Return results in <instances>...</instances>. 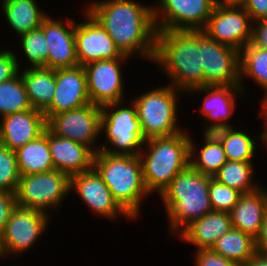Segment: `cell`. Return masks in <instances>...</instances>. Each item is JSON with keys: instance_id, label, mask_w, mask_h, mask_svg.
I'll use <instances>...</instances> for the list:
<instances>
[{"instance_id": "cell-19", "label": "cell", "mask_w": 267, "mask_h": 266, "mask_svg": "<svg viewBox=\"0 0 267 266\" xmlns=\"http://www.w3.org/2000/svg\"><path fill=\"white\" fill-rule=\"evenodd\" d=\"M46 127L44 113L34 108L0 117V143L16 151L37 139Z\"/></svg>"}, {"instance_id": "cell-6", "label": "cell", "mask_w": 267, "mask_h": 266, "mask_svg": "<svg viewBox=\"0 0 267 266\" xmlns=\"http://www.w3.org/2000/svg\"><path fill=\"white\" fill-rule=\"evenodd\" d=\"M181 93L183 91L168 84L130 99L136 105L144 140L170 137L185 130L179 126L177 117Z\"/></svg>"}, {"instance_id": "cell-2", "label": "cell", "mask_w": 267, "mask_h": 266, "mask_svg": "<svg viewBox=\"0 0 267 266\" xmlns=\"http://www.w3.org/2000/svg\"><path fill=\"white\" fill-rule=\"evenodd\" d=\"M155 65L185 94L204 86L199 31L157 30Z\"/></svg>"}, {"instance_id": "cell-29", "label": "cell", "mask_w": 267, "mask_h": 266, "mask_svg": "<svg viewBox=\"0 0 267 266\" xmlns=\"http://www.w3.org/2000/svg\"><path fill=\"white\" fill-rule=\"evenodd\" d=\"M251 78L267 91V50L249 43L240 51V87L245 93L244 79Z\"/></svg>"}, {"instance_id": "cell-39", "label": "cell", "mask_w": 267, "mask_h": 266, "mask_svg": "<svg viewBox=\"0 0 267 266\" xmlns=\"http://www.w3.org/2000/svg\"><path fill=\"white\" fill-rule=\"evenodd\" d=\"M16 206V193L0 190V236L3 234L6 223Z\"/></svg>"}, {"instance_id": "cell-43", "label": "cell", "mask_w": 267, "mask_h": 266, "mask_svg": "<svg viewBox=\"0 0 267 266\" xmlns=\"http://www.w3.org/2000/svg\"><path fill=\"white\" fill-rule=\"evenodd\" d=\"M263 99L260 100V104H261V111H259V116L263 117L264 120V130L260 133V135H258V138L260 140V142H265L264 144L267 146V91L264 93V97H262Z\"/></svg>"}, {"instance_id": "cell-11", "label": "cell", "mask_w": 267, "mask_h": 266, "mask_svg": "<svg viewBox=\"0 0 267 266\" xmlns=\"http://www.w3.org/2000/svg\"><path fill=\"white\" fill-rule=\"evenodd\" d=\"M204 86H240V51L199 31Z\"/></svg>"}, {"instance_id": "cell-41", "label": "cell", "mask_w": 267, "mask_h": 266, "mask_svg": "<svg viewBox=\"0 0 267 266\" xmlns=\"http://www.w3.org/2000/svg\"><path fill=\"white\" fill-rule=\"evenodd\" d=\"M250 43L255 47L267 50V19L258 20L253 23Z\"/></svg>"}, {"instance_id": "cell-14", "label": "cell", "mask_w": 267, "mask_h": 266, "mask_svg": "<svg viewBox=\"0 0 267 266\" xmlns=\"http://www.w3.org/2000/svg\"><path fill=\"white\" fill-rule=\"evenodd\" d=\"M129 59H104L83 66L89 100L92 104L103 106L125 100L124 72L121 65Z\"/></svg>"}, {"instance_id": "cell-46", "label": "cell", "mask_w": 267, "mask_h": 266, "mask_svg": "<svg viewBox=\"0 0 267 266\" xmlns=\"http://www.w3.org/2000/svg\"><path fill=\"white\" fill-rule=\"evenodd\" d=\"M6 50H7V49H4V50H3V48H2V49L0 48V56H1Z\"/></svg>"}, {"instance_id": "cell-9", "label": "cell", "mask_w": 267, "mask_h": 266, "mask_svg": "<svg viewBox=\"0 0 267 266\" xmlns=\"http://www.w3.org/2000/svg\"><path fill=\"white\" fill-rule=\"evenodd\" d=\"M50 217L38 209L16 206L0 236L1 258L29 251L48 229Z\"/></svg>"}, {"instance_id": "cell-44", "label": "cell", "mask_w": 267, "mask_h": 266, "mask_svg": "<svg viewBox=\"0 0 267 266\" xmlns=\"http://www.w3.org/2000/svg\"><path fill=\"white\" fill-rule=\"evenodd\" d=\"M242 266H267V257L256 253L249 261Z\"/></svg>"}, {"instance_id": "cell-5", "label": "cell", "mask_w": 267, "mask_h": 266, "mask_svg": "<svg viewBox=\"0 0 267 266\" xmlns=\"http://www.w3.org/2000/svg\"><path fill=\"white\" fill-rule=\"evenodd\" d=\"M186 130L170 137L145 140L140 151L143 177L148 192L158 196L172 179L189 165V140Z\"/></svg>"}, {"instance_id": "cell-4", "label": "cell", "mask_w": 267, "mask_h": 266, "mask_svg": "<svg viewBox=\"0 0 267 266\" xmlns=\"http://www.w3.org/2000/svg\"><path fill=\"white\" fill-rule=\"evenodd\" d=\"M93 168L108 186L113 198L134 219L140 215L141 203L148 192L140 156L109 154L99 150L94 154Z\"/></svg>"}, {"instance_id": "cell-3", "label": "cell", "mask_w": 267, "mask_h": 266, "mask_svg": "<svg viewBox=\"0 0 267 266\" xmlns=\"http://www.w3.org/2000/svg\"><path fill=\"white\" fill-rule=\"evenodd\" d=\"M210 179L211 176L189 165L159 195L167 214L170 235L179 236L194 221L213 211L209 198Z\"/></svg>"}, {"instance_id": "cell-7", "label": "cell", "mask_w": 267, "mask_h": 266, "mask_svg": "<svg viewBox=\"0 0 267 266\" xmlns=\"http://www.w3.org/2000/svg\"><path fill=\"white\" fill-rule=\"evenodd\" d=\"M123 102L101 106L100 134L105 135V140L100 149L109 154L138 156L145 140L137 108L132 100L126 106Z\"/></svg>"}, {"instance_id": "cell-12", "label": "cell", "mask_w": 267, "mask_h": 266, "mask_svg": "<svg viewBox=\"0 0 267 266\" xmlns=\"http://www.w3.org/2000/svg\"><path fill=\"white\" fill-rule=\"evenodd\" d=\"M47 127L56 135L69 138L89 147L94 153L100 149L101 106L88 103L80 108L53 115Z\"/></svg>"}, {"instance_id": "cell-25", "label": "cell", "mask_w": 267, "mask_h": 266, "mask_svg": "<svg viewBox=\"0 0 267 266\" xmlns=\"http://www.w3.org/2000/svg\"><path fill=\"white\" fill-rule=\"evenodd\" d=\"M1 10L10 29L20 36L41 27L48 16L36 0H2Z\"/></svg>"}, {"instance_id": "cell-33", "label": "cell", "mask_w": 267, "mask_h": 266, "mask_svg": "<svg viewBox=\"0 0 267 266\" xmlns=\"http://www.w3.org/2000/svg\"><path fill=\"white\" fill-rule=\"evenodd\" d=\"M21 41L20 46L28 60L29 65L26 68H48V46L44 37V32L41 28L31 30L19 36Z\"/></svg>"}, {"instance_id": "cell-22", "label": "cell", "mask_w": 267, "mask_h": 266, "mask_svg": "<svg viewBox=\"0 0 267 266\" xmlns=\"http://www.w3.org/2000/svg\"><path fill=\"white\" fill-rule=\"evenodd\" d=\"M267 188L262 185L255 191L241 194L238 203L229 212L231 225L256 239L267 211Z\"/></svg>"}, {"instance_id": "cell-30", "label": "cell", "mask_w": 267, "mask_h": 266, "mask_svg": "<svg viewBox=\"0 0 267 266\" xmlns=\"http://www.w3.org/2000/svg\"><path fill=\"white\" fill-rule=\"evenodd\" d=\"M193 140L190 137V166L200 173L213 177L228 161L223 145L203 142V146L198 148Z\"/></svg>"}, {"instance_id": "cell-18", "label": "cell", "mask_w": 267, "mask_h": 266, "mask_svg": "<svg viewBox=\"0 0 267 266\" xmlns=\"http://www.w3.org/2000/svg\"><path fill=\"white\" fill-rule=\"evenodd\" d=\"M88 103L86 72L83 66L56 69L54 98L43 112L46 121L53 115L80 108Z\"/></svg>"}, {"instance_id": "cell-1", "label": "cell", "mask_w": 267, "mask_h": 266, "mask_svg": "<svg viewBox=\"0 0 267 266\" xmlns=\"http://www.w3.org/2000/svg\"><path fill=\"white\" fill-rule=\"evenodd\" d=\"M90 1L86 10L101 24L123 55L154 62L157 29L153 6L134 0Z\"/></svg>"}, {"instance_id": "cell-38", "label": "cell", "mask_w": 267, "mask_h": 266, "mask_svg": "<svg viewBox=\"0 0 267 266\" xmlns=\"http://www.w3.org/2000/svg\"><path fill=\"white\" fill-rule=\"evenodd\" d=\"M195 266H238L212 249H200L195 253Z\"/></svg>"}, {"instance_id": "cell-27", "label": "cell", "mask_w": 267, "mask_h": 266, "mask_svg": "<svg viewBox=\"0 0 267 266\" xmlns=\"http://www.w3.org/2000/svg\"><path fill=\"white\" fill-rule=\"evenodd\" d=\"M212 250L242 266L257 253L256 240L249 234L231 227L226 234L219 237Z\"/></svg>"}, {"instance_id": "cell-17", "label": "cell", "mask_w": 267, "mask_h": 266, "mask_svg": "<svg viewBox=\"0 0 267 266\" xmlns=\"http://www.w3.org/2000/svg\"><path fill=\"white\" fill-rule=\"evenodd\" d=\"M66 21L48 15L41 24L48 46V68L60 69L78 66L73 18Z\"/></svg>"}, {"instance_id": "cell-20", "label": "cell", "mask_w": 267, "mask_h": 266, "mask_svg": "<svg viewBox=\"0 0 267 266\" xmlns=\"http://www.w3.org/2000/svg\"><path fill=\"white\" fill-rule=\"evenodd\" d=\"M48 145L54 168L69 177L93 168L95 153L86 145L60 137L49 128Z\"/></svg>"}, {"instance_id": "cell-45", "label": "cell", "mask_w": 267, "mask_h": 266, "mask_svg": "<svg viewBox=\"0 0 267 266\" xmlns=\"http://www.w3.org/2000/svg\"><path fill=\"white\" fill-rule=\"evenodd\" d=\"M217 3L222 5H235V6H242L246 0H216Z\"/></svg>"}, {"instance_id": "cell-28", "label": "cell", "mask_w": 267, "mask_h": 266, "mask_svg": "<svg viewBox=\"0 0 267 266\" xmlns=\"http://www.w3.org/2000/svg\"><path fill=\"white\" fill-rule=\"evenodd\" d=\"M254 167V162L227 161L213 178L242 194L249 193L262 186L254 179Z\"/></svg>"}, {"instance_id": "cell-26", "label": "cell", "mask_w": 267, "mask_h": 266, "mask_svg": "<svg viewBox=\"0 0 267 266\" xmlns=\"http://www.w3.org/2000/svg\"><path fill=\"white\" fill-rule=\"evenodd\" d=\"M21 176L54 170L48 145V127L37 139L26 143L16 151Z\"/></svg>"}, {"instance_id": "cell-24", "label": "cell", "mask_w": 267, "mask_h": 266, "mask_svg": "<svg viewBox=\"0 0 267 266\" xmlns=\"http://www.w3.org/2000/svg\"><path fill=\"white\" fill-rule=\"evenodd\" d=\"M29 101L34 109L44 112L51 104L56 86V69L39 67L20 69Z\"/></svg>"}, {"instance_id": "cell-36", "label": "cell", "mask_w": 267, "mask_h": 266, "mask_svg": "<svg viewBox=\"0 0 267 266\" xmlns=\"http://www.w3.org/2000/svg\"><path fill=\"white\" fill-rule=\"evenodd\" d=\"M12 51L8 49L0 56V83L8 81L20 73L19 57Z\"/></svg>"}, {"instance_id": "cell-37", "label": "cell", "mask_w": 267, "mask_h": 266, "mask_svg": "<svg viewBox=\"0 0 267 266\" xmlns=\"http://www.w3.org/2000/svg\"><path fill=\"white\" fill-rule=\"evenodd\" d=\"M233 124L228 123H207L204 122L203 128V142L223 144L228 134L233 128Z\"/></svg>"}, {"instance_id": "cell-40", "label": "cell", "mask_w": 267, "mask_h": 266, "mask_svg": "<svg viewBox=\"0 0 267 266\" xmlns=\"http://www.w3.org/2000/svg\"><path fill=\"white\" fill-rule=\"evenodd\" d=\"M252 22L267 19V0H246L242 5Z\"/></svg>"}, {"instance_id": "cell-42", "label": "cell", "mask_w": 267, "mask_h": 266, "mask_svg": "<svg viewBox=\"0 0 267 266\" xmlns=\"http://www.w3.org/2000/svg\"><path fill=\"white\" fill-rule=\"evenodd\" d=\"M256 240V252L267 257V211L262 224L261 232Z\"/></svg>"}, {"instance_id": "cell-15", "label": "cell", "mask_w": 267, "mask_h": 266, "mask_svg": "<svg viewBox=\"0 0 267 266\" xmlns=\"http://www.w3.org/2000/svg\"><path fill=\"white\" fill-rule=\"evenodd\" d=\"M83 21L75 24V46L78 64L117 58H130L123 55L101 24L87 11H83Z\"/></svg>"}, {"instance_id": "cell-31", "label": "cell", "mask_w": 267, "mask_h": 266, "mask_svg": "<svg viewBox=\"0 0 267 266\" xmlns=\"http://www.w3.org/2000/svg\"><path fill=\"white\" fill-rule=\"evenodd\" d=\"M32 108L20 73L16 77L0 83L1 117Z\"/></svg>"}, {"instance_id": "cell-21", "label": "cell", "mask_w": 267, "mask_h": 266, "mask_svg": "<svg viewBox=\"0 0 267 266\" xmlns=\"http://www.w3.org/2000/svg\"><path fill=\"white\" fill-rule=\"evenodd\" d=\"M202 93L203 102L200 113L204 122L228 123L236 107V98L244 93L240 86H202L189 90L190 95ZM205 94V95H204Z\"/></svg>"}, {"instance_id": "cell-16", "label": "cell", "mask_w": 267, "mask_h": 266, "mask_svg": "<svg viewBox=\"0 0 267 266\" xmlns=\"http://www.w3.org/2000/svg\"><path fill=\"white\" fill-rule=\"evenodd\" d=\"M73 191L80 196V200L90 211L103 218L111 221L124 216L127 220H134L113 198L108 186L94 168L70 177V192Z\"/></svg>"}, {"instance_id": "cell-32", "label": "cell", "mask_w": 267, "mask_h": 266, "mask_svg": "<svg viewBox=\"0 0 267 266\" xmlns=\"http://www.w3.org/2000/svg\"><path fill=\"white\" fill-rule=\"evenodd\" d=\"M259 141V138H252L247 132L233 127L222 145L228 161L253 162Z\"/></svg>"}, {"instance_id": "cell-8", "label": "cell", "mask_w": 267, "mask_h": 266, "mask_svg": "<svg viewBox=\"0 0 267 266\" xmlns=\"http://www.w3.org/2000/svg\"><path fill=\"white\" fill-rule=\"evenodd\" d=\"M70 193V177L54 169L20 176L16 201L18 206L51 215V211L59 209Z\"/></svg>"}, {"instance_id": "cell-35", "label": "cell", "mask_w": 267, "mask_h": 266, "mask_svg": "<svg viewBox=\"0 0 267 266\" xmlns=\"http://www.w3.org/2000/svg\"><path fill=\"white\" fill-rule=\"evenodd\" d=\"M241 192L218 182L211 177L209 185V198L213 211L230 212L238 203Z\"/></svg>"}, {"instance_id": "cell-10", "label": "cell", "mask_w": 267, "mask_h": 266, "mask_svg": "<svg viewBox=\"0 0 267 266\" xmlns=\"http://www.w3.org/2000/svg\"><path fill=\"white\" fill-rule=\"evenodd\" d=\"M157 2L153 6L157 30L202 31L217 4L216 0H158Z\"/></svg>"}, {"instance_id": "cell-34", "label": "cell", "mask_w": 267, "mask_h": 266, "mask_svg": "<svg viewBox=\"0 0 267 266\" xmlns=\"http://www.w3.org/2000/svg\"><path fill=\"white\" fill-rule=\"evenodd\" d=\"M20 176L16 152L0 143V190L16 193Z\"/></svg>"}, {"instance_id": "cell-13", "label": "cell", "mask_w": 267, "mask_h": 266, "mask_svg": "<svg viewBox=\"0 0 267 266\" xmlns=\"http://www.w3.org/2000/svg\"><path fill=\"white\" fill-rule=\"evenodd\" d=\"M252 26L243 6L217 3L202 31L209 38L241 51L251 42Z\"/></svg>"}, {"instance_id": "cell-23", "label": "cell", "mask_w": 267, "mask_h": 266, "mask_svg": "<svg viewBox=\"0 0 267 266\" xmlns=\"http://www.w3.org/2000/svg\"><path fill=\"white\" fill-rule=\"evenodd\" d=\"M229 212L212 211L190 224L180 235V239L193 244L196 250L212 249L216 241L231 229Z\"/></svg>"}]
</instances>
